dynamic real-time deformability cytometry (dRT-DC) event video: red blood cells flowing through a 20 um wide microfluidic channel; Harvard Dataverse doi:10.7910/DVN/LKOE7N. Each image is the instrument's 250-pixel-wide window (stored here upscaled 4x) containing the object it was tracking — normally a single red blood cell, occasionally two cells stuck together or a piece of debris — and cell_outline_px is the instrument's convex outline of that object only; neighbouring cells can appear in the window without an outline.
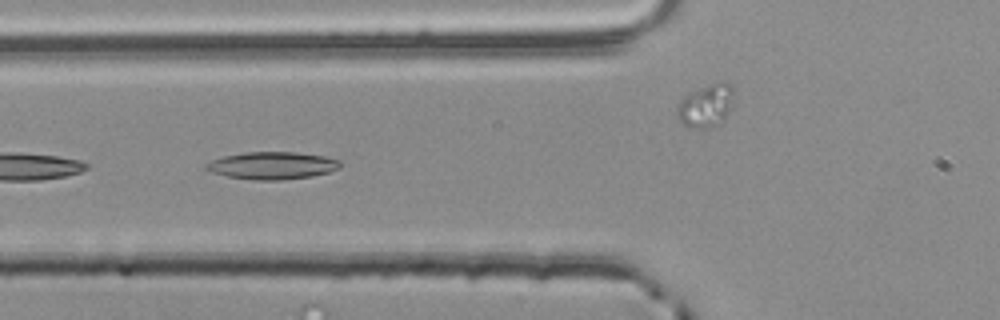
{"species": "common noctule bat (a hibernating species)", "species_latin": "Nyctalus noctula", "temperature_condition": "room temperature", "stored_images_in_passage": 17, "camera_frame_rate_fps": 3000, "um_per_image_px": 0.085, "animal": {"sex": "male", "body_mass_g": 20.4}, "frame": {"image": 1, "passage_image": 15, "time_ms": 4.667, "image_size_px": [1000, 320], "cell_outline_px": [[340, 168], [328, 172], [312, 176], [280, 180], [252, 180], [228, 176], [212, 172], [204, 168], [204, 164], [212, 160], [224, 156], [244, 152], [296, 152], [324, 156], [340, 160]], "centroid_in_image_um": [23.13, 14.07], "position_along_channel_um": 102.7, "area_um2": 21.39}}